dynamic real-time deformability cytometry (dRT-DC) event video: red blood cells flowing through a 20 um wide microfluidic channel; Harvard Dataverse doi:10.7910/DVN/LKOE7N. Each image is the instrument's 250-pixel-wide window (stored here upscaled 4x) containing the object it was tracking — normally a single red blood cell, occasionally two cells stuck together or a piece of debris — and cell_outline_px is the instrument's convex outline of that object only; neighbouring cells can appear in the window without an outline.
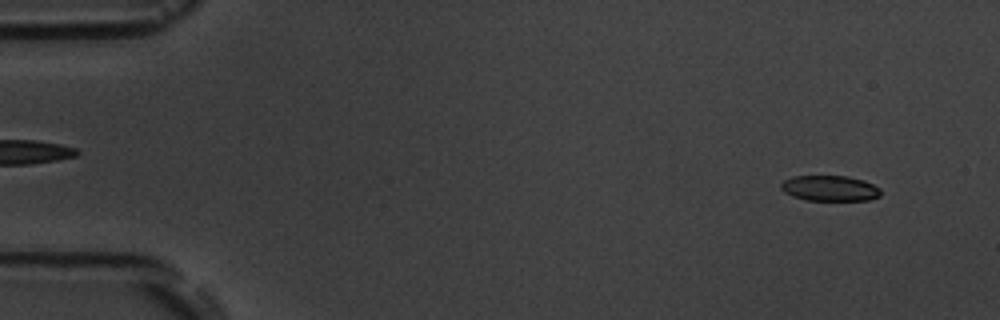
{"species": "common noctule bat (a hibernating species)", "species_latin": "Nyctalus noctula", "temperature_condition": "room temperature", "stored_images_in_passage": 6, "camera_frame_rate_fps": 3000, "um_per_image_px": 0.085, "animal": {"sex": "male", "body_mass_g": 19.5, "forearm_length_mm": 54.6}, "frame": {"image": 1, "passage_image": 1, "time_ms": 0.0, "image_size_px": [1000, 320], "cell_outline_px": [[880, 196], [868, 200], [808, 200], [792, 196], [784, 192], [780, 188], [780, 184], [784, 180], [792, 176], [848, 176], [864, 180], [880, 188]], "centroid_in_image_um": [70.52, 16.0], "position_along_channel_um": 14.5, "area_um2": 14.85}}
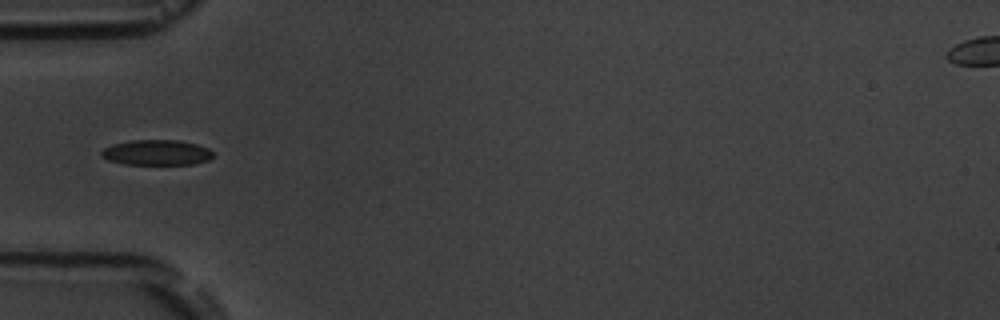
{"frame": {"image": 2, "passage_image": 5, "time_ms": 4.667, "image_size_px": [1000, 320], "cell_outline_px": [[212, 156], [208, 160], [196, 164], [124, 164], [108, 160], [100, 156], [100, 152], [104, 148], [112, 144], [132, 140], [176, 140], [196, 144], [208, 148], [212, 152]], "centroid_in_image_um": [13.28, 12.97], "position_along_channel_um": 71.7, "area_um2": 16.47}}
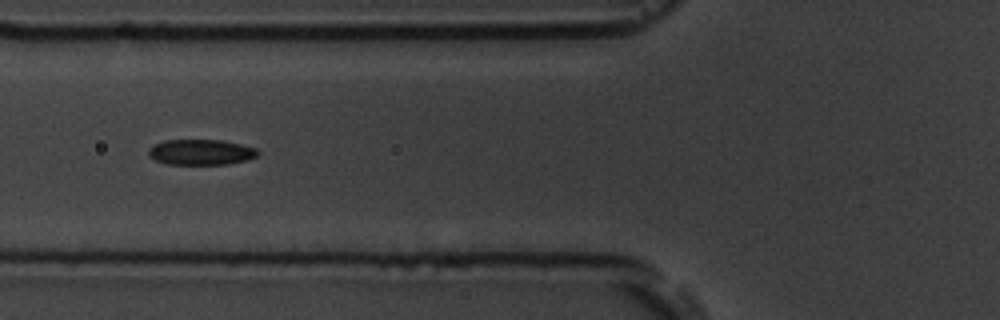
{"frame": {"image": 3, "passage_image": 6, "time_ms": 5.667, "image_size_px": [1000, 320], "cell_outline_px": [[260, 152], [256, 156], [248, 160], [228, 164], [168, 164], [156, 160], [148, 156], [148, 148], [164, 140], [220, 140], [240, 144], [256, 148]], "centroid_in_image_um": [17.08, 12.93], "position_along_channel_um": 108.7, "area_um2": 16.24}}